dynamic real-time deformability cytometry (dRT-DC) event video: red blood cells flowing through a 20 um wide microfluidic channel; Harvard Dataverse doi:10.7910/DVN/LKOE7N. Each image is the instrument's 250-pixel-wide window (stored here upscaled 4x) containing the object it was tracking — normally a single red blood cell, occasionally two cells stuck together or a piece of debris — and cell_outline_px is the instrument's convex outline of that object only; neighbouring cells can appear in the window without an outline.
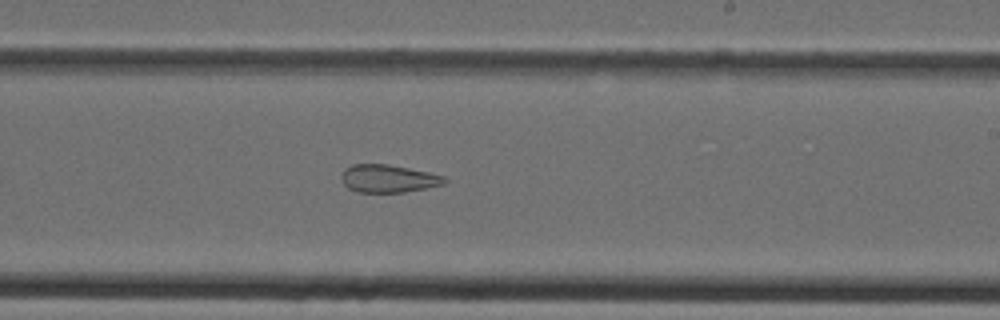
{"species": "Egyptian fruit bat (a non-hibernating species)", "species_latin": "Rousettus aegyptiacus", "temperature_condition": "cold", "stored_images_in_passage": 40, "camera_frame_rate_fps": 3000, "um_per_image_px": 0.085, "animal": {"sex": "female"}, "frame": {"image": 1, "passage_image": 24, "time_ms": 7.667, "image_size_px": [1000, 320], "cell_outline_px": [[448, 180], [444, 184], [404, 192], [356, 192], [348, 188], [344, 184], [340, 176], [344, 168], [352, 164], [388, 164], [428, 172], [444, 176]], "centroid_in_image_um": [32.97, 15.17], "position_along_channel_um": 256.0, "area_um2": 16.7}}
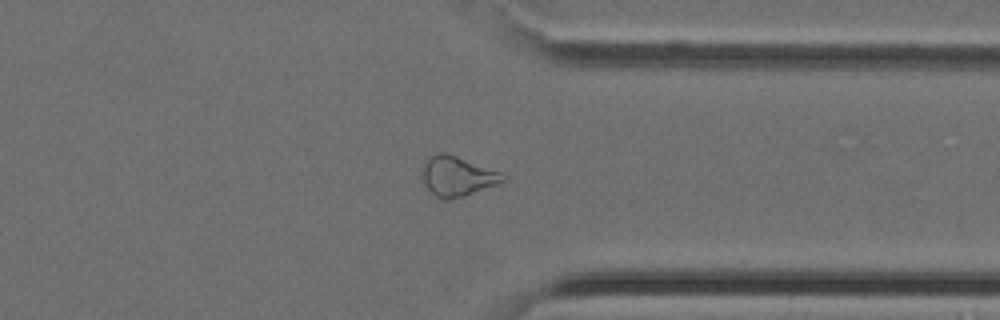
{"frame": {"image": 2, "passage_image": 31, "time_ms": 10.0, "image_size_px": [1000, 320], "cell_outline_px": [[508, 180], [500, 184], [464, 196], [448, 200], [444, 200], [436, 196], [424, 184], [420, 176], [424, 164], [436, 152], [444, 152], [456, 156], [500, 172], [508, 176]], "centroid_in_image_um": [38.9, 15.0], "position_along_channel_um": 372.5, "area_um2": 18.79}}
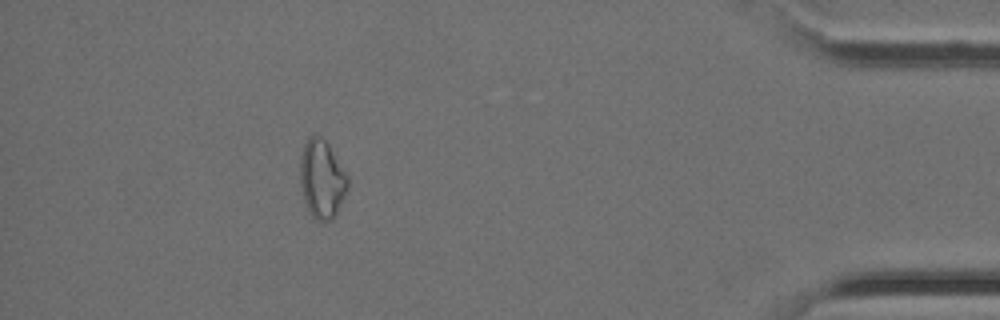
{"frame": {"image": 3, "passage_image": 36, "time_ms": 11.667, "image_size_px": [1000, 320], "cell_outline_px": [[348, 188], [332, 220], [316, 220], [308, 212], [304, 200], [300, 184], [300, 156], [304, 144], [308, 136], [316, 132], [328, 144], [348, 176]], "centroid_in_image_um": [27.33, 15.19], "position_along_channel_um": 407.9, "area_um2": 21.79}}